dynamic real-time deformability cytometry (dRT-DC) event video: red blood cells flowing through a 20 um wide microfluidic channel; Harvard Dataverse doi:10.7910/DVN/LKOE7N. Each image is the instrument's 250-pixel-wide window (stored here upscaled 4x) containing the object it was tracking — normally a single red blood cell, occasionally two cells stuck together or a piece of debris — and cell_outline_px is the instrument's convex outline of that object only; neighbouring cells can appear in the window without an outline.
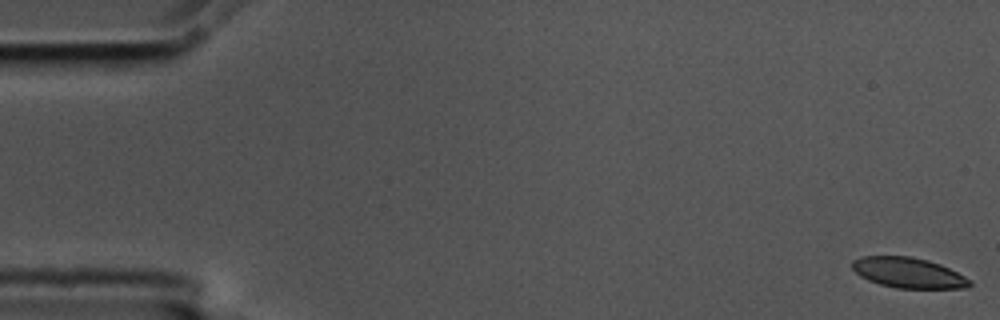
{"species": "common noctule bat (a hibernating species)", "species_latin": "Nyctalus noctula", "temperature_condition": "cold", "stored_images_in_passage": 6, "camera_frame_rate_fps": 3000, "um_per_image_px": 0.085, "animal": {"sex": "male", "body_mass_g": 17.5, "forearm_length_mm": 52.3}, "frame": {"image": 1, "passage_image": 1, "time_ms": 0.0, "image_size_px": [1000, 320], "cell_outline_px": [[972, 284], [968, 288], [896, 288], [880, 284], [868, 280], [860, 276], [852, 268], [852, 260], [860, 256], [912, 256], [928, 260], [940, 264], [972, 280]], "centroid_in_image_um": [77.2, 23.18], "position_along_channel_um": 7.8, "area_um2": 20.87}}